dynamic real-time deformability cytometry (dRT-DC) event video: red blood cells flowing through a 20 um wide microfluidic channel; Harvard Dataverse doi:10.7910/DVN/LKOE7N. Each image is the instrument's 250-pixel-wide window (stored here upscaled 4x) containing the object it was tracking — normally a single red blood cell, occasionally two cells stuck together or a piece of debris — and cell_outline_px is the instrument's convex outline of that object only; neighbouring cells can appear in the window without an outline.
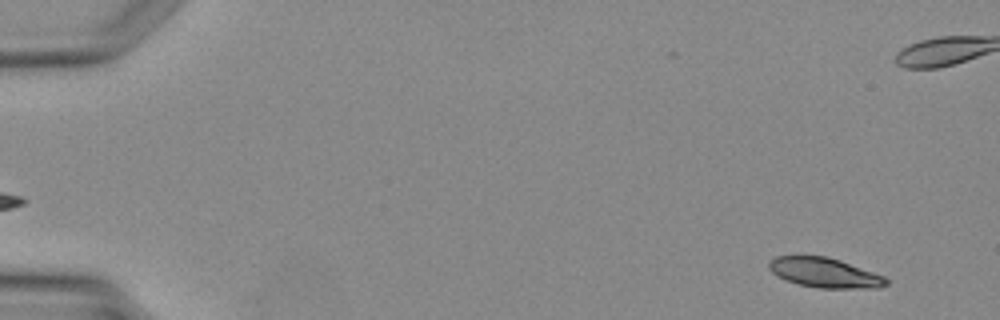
{"species": "Egyptian fruit bat (a non-hibernating species)", "species_latin": "Rousettus aegyptiacus", "temperature_condition": "warm", "stored_images_in_passage": 5, "camera_frame_rate_fps": 3000, "um_per_image_px": 0.085, "animal": {"sex": "female"}, "frame": {"image": 1, "passage_image": 1, "time_ms": 0.0, "image_size_px": [1000, 320], "cell_outline_px": [[888, 284], [880, 288], [820, 288], [796, 284], [784, 280], [776, 276], [768, 268], [768, 260], [776, 256], [828, 256], [840, 260], [884, 276], [888, 280]], "centroid_in_image_um": [70.06, 23.18], "position_along_channel_um": 14.9, "area_um2": 20.52}}
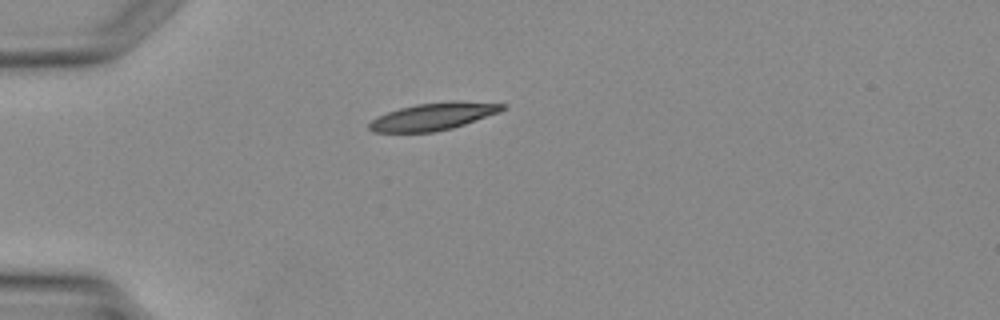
{"frame": {"image": 2, "passage_image": 5, "time_ms": 6.0, "image_size_px": [1000, 320], "cell_outline_px": [[508, 108], [500, 112], [452, 128], [436, 132], [372, 132], [368, 128], [368, 124], [372, 120], [388, 112], [400, 108], [416, 104], [452, 100], [508, 104]], "centroid_in_image_um": [36.88, 9.89], "position_along_channel_um": 48.1, "area_um2": 21.27}}